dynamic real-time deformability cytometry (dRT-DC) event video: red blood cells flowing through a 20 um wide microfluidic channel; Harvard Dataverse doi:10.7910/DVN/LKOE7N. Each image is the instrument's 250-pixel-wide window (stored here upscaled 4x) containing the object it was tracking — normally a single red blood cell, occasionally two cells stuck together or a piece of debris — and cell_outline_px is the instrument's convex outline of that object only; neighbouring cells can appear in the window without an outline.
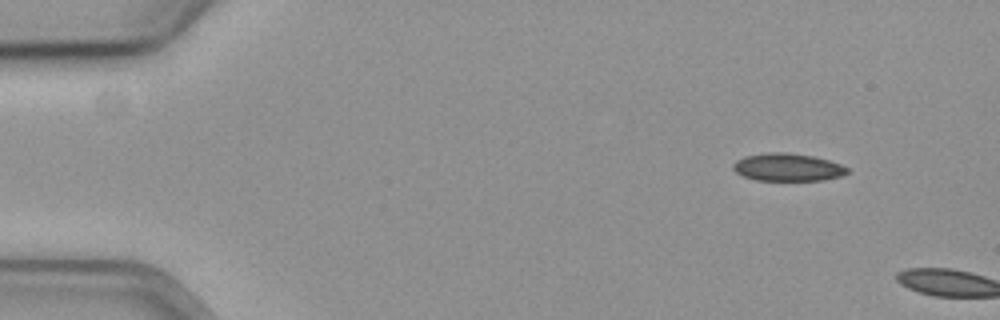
{"species": "common noctule bat (a hibernating species)", "species_latin": "Nyctalus noctula", "temperature_condition": "cold", "stored_images_in_passage": 3, "camera_frame_rate_fps": 3000, "um_per_image_px": 0.085, "animal": {"sex": "female", "body_mass_g": 19.3, "forearm_length_mm": 54.1}, "frame": {"image": 1, "passage_image": 1, "time_ms": 0.0, "image_size_px": [1000, 320], "cell_outline_px": [[848, 172], [840, 176], [824, 180], [756, 180], [744, 176], [736, 172], [732, 168], [732, 164], [736, 160], [744, 156], [768, 152], [784, 152], [812, 156], [828, 160], [840, 164], [848, 168]], "centroid_in_image_um": [66.92, 14.21], "position_along_channel_um": 18.1, "area_um2": 18.32}}